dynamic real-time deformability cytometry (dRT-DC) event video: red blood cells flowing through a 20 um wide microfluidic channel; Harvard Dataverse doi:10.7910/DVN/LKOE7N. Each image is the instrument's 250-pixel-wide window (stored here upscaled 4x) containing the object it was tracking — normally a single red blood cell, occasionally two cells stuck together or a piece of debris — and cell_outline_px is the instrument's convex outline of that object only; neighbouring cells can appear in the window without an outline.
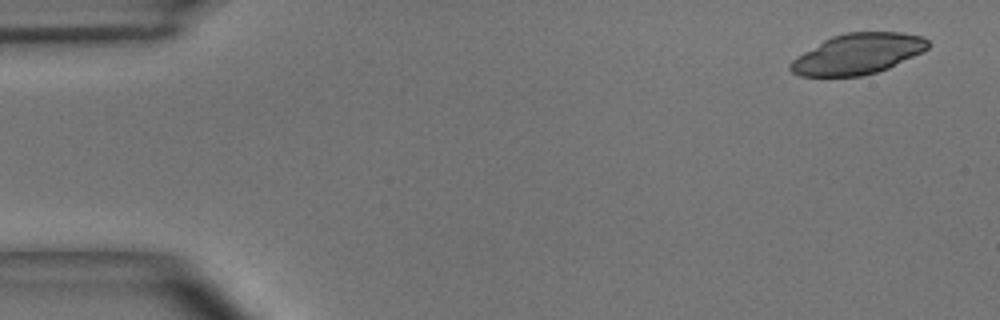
{"species": "common noctule bat (a hibernating species)", "species_latin": "Nyctalus noctula", "temperature_condition": "room temperature", "stored_images_in_passage": 4, "camera_frame_rate_fps": 3000, "um_per_image_px": 0.085, "animal": {"sex": "male", "body_mass_g": 15.6}, "frame": {"image": 1, "passage_image": 1, "time_ms": 0.0, "image_size_px": [1000, 320], "cell_outline_px": [[928, 48], [924, 52], [888, 68], [876, 72], [860, 76], [800, 76], [792, 72], [788, 68], [788, 64], [796, 56], [824, 40], [832, 36], [844, 32], [900, 32], [924, 36], [928, 40]], "centroid_in_image_um": [72.91, 4.57], "position_along_channel_um": 12.1, "area_um2": 32.66}}